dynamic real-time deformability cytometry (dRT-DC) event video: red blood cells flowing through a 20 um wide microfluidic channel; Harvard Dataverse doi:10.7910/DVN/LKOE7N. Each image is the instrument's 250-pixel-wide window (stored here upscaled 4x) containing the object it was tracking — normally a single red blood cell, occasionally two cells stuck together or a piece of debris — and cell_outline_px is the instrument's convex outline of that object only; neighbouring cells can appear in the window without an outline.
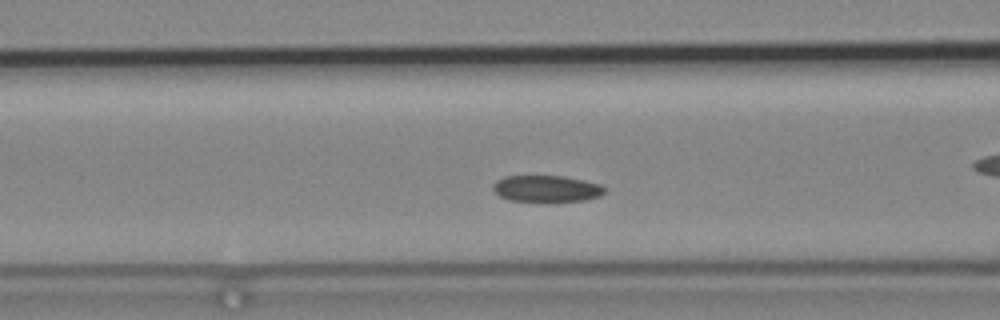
{"species": "common noctule bat (a hibernating species)", "species_latin": "Nyctalus noctula", "temperature_condition": "cold", "stored_images_in_passage": 35, "camera_frame_rate_fps": 3000, "um_per_image_px": 0.085, "animal": {"sex": "male", "body_mass_g": 19.2, "forearm_length_mm": 51.8}, "frame": {"image": 1, "passage_image": 6, "time_ms": 1.667, "image_size_px": [1000, 320], "cell_outline_px": [[604, 192], [600, 196], [584, 200], [548, 204], [508, 200], [500, 196], [492, 188], [492, 184], [496, 180], [504, 176], [564, 176], [584, 180], [600, 184], [604, 188]], "centroid_in_image_um": [46.43, 16.07], "position_along_channel_um": 120.2, "area_um2": 17.98}}
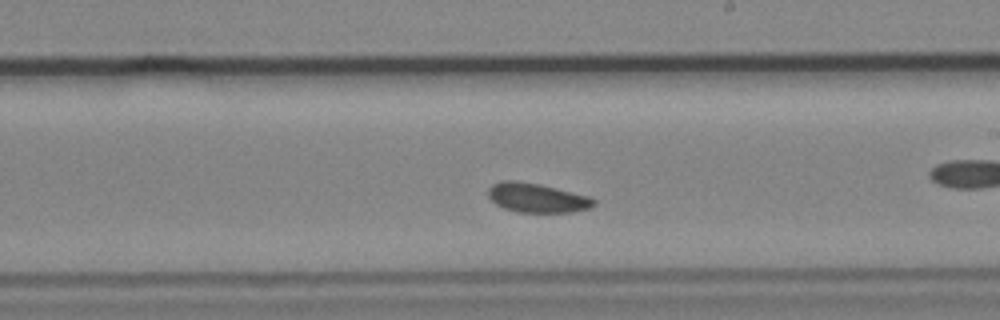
{"frame": {"image": 2, "passage_image": 16, "time_ms": 5.0, "image_size_px": [1000, 320], "cell_outline_px": [[596, 204], [592, 208], [572, 212], [520, 212], [504, 208], [496, 204], [488, 196], [488, 188], [492, 184], [504, 180], [516, 180], [540, 184], [588, 196], [596, 200]], "centroid_in_image_um": [45.65, 16.81], "position_along_channel_um": 243.3, "area_um2": 18.03}}